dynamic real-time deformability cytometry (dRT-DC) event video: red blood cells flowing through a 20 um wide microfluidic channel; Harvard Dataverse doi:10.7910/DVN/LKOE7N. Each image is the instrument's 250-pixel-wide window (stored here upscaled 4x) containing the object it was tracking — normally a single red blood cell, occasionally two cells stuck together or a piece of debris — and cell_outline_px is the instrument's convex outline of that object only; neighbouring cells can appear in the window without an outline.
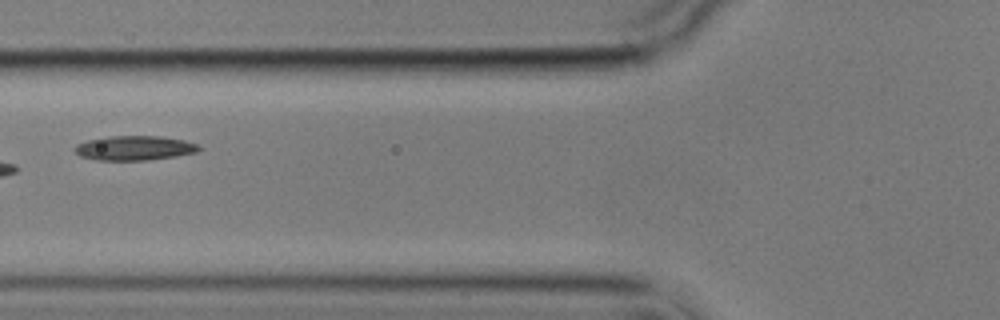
{"species": "common noctule bat (a hibernating species)", "species_latin": "Nyctalus noctula", "temperature_condition": "cold", "stored_images_in_passage": 5, "camera_frame_rate_fps": 3000, "um_per_image_px": 0.085, "animal": {"sex": "male", "body_mass_g": 17.9}, "frame": {"image": 1, "passage_image": 5, "time_ms": 5.0, "image_size_px": [1000, 320], "cell_outline_px": [[200, 148], [196, 152], [176, 156], [148, 160], [96, 160], [80, 156], [72, 148], [76, 144], [88, 140], [108, 136], [160, 136], [184, 140], [196, 144]], "centroid_in_image_um": [11.38, 12.58], "position_along_channel_um": 114.4, "area_um2": 17.69}}